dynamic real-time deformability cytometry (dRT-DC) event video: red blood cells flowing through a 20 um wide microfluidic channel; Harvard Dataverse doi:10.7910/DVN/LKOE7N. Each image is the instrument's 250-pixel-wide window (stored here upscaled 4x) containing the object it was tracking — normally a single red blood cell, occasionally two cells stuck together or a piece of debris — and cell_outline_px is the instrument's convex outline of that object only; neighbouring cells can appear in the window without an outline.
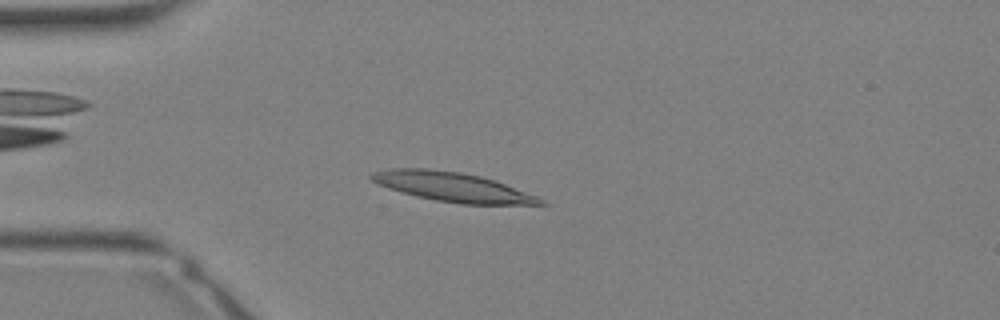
{"species": "Egyptian fruit bat (a non-hibernating species)", "species_latin": "Rousettus aegyptiacus", "temperature_condition": "warm", "stored_images_in_passage": 31, "camera_frame_rate_fps": 3000, "um_per_image_px": 0.085, "animal": {"sex": "female"}, "frame": {"image": 1, "passage_image": 6, "time_ms": 1.667, "image_size_px": [1000, 320], "cell_outline_px": [[548, 204], [460, 204], [436, 200], [416, 196], [388, 188], [376, 184], [368, 176], [372, 172], [388, 168], [428, 168], [460, 172], [480, 176], [504, 184], [536, 196], [544, 200]], "centroid_in_image_um": [38.38, 15.88], "position_along_channel_um": 46.6, "area_um2": 28.61}}
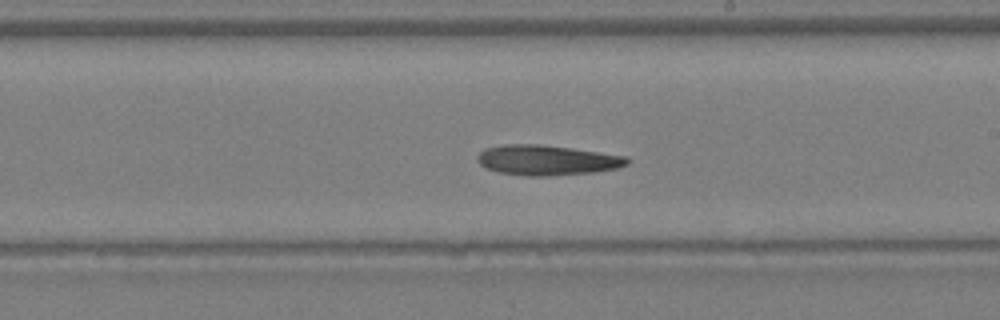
{"frame": {"image": 2, "passage_image": 17, "time_ms": 5.333, "image_size_px": [1000, 320], "cell_outline_px": [[632, 160], [628, 164], [616, 168], [592, 172], [544, 176], [528, 176], [496, 172], [480, 164], [476, 160], [476, 156], [484, 148], [504, 144], [536, 144], [572, 148], [628, 156]], "centroid_in_image_um": [46.48, 13.6], "position_along_channel_um": 242.5, "area_um2": 26.36}}
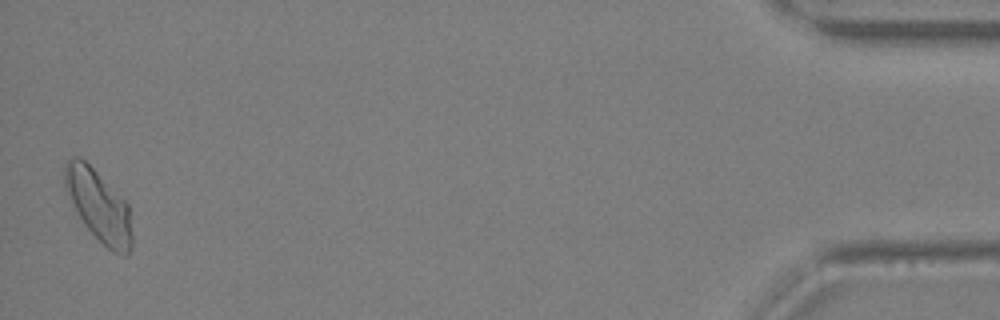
{"frame": {"image": 3, "passage_image": 31, "time_ms": 10.0, "image_size_px": [1000, 320], "cell_outline_px": [[132, 248], [128, 256], [112, 252], [84, 224], [64, 188], [64, 164], [72, 156], [80, 156], [128, 204], [132, 232]], "centroid_in_image_um": [8.39, 17.49], "position_along_channel_um": 426.8, "area_um2": 27.57}}